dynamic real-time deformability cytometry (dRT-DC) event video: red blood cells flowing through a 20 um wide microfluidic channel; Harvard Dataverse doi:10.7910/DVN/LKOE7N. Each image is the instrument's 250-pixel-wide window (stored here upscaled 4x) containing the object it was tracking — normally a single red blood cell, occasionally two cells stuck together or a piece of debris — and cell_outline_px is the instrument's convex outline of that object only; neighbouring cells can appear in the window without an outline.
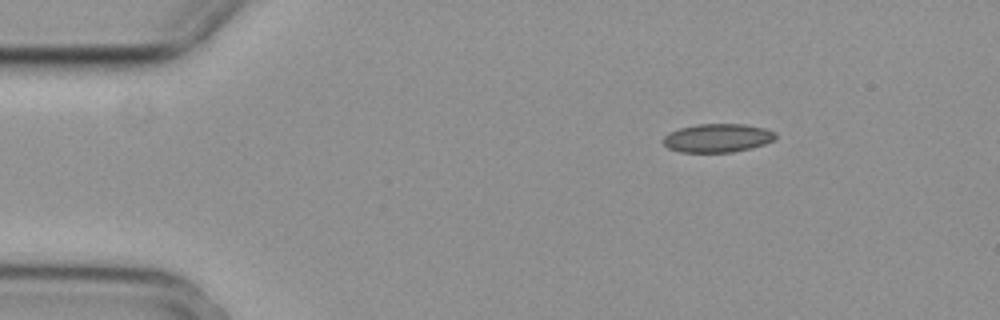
{"species": "common noctule bat (a hibernating species)", "species_latin": "Nyctalus noctula", "temperature_condition": "cold", "stored_images_in_passage": 2, "camera_frame_rate_fps": 3000, "um_per_image_px": 0.085, "animal": {"sex": "female", "body_mass_g": 29.2, "forearm_length_mm": 56.3}, "frame": {"image": 1, "passage_image": 2, "time_ms": 0.333, "image_size_px": [1000, 320], "cell_outline_px": [[776, 136], [772, 140], [764, 144], [732, 152], [680, 152], [668, 148], [660, 140], [668, 132], [680, 128], [696, 124], [744, 124], [764, 128], [776, 132]], "centroid_in_image_um": [60.93, 11.72], "position_along_channel_um": 24.1, "area_um2": 18.67}}